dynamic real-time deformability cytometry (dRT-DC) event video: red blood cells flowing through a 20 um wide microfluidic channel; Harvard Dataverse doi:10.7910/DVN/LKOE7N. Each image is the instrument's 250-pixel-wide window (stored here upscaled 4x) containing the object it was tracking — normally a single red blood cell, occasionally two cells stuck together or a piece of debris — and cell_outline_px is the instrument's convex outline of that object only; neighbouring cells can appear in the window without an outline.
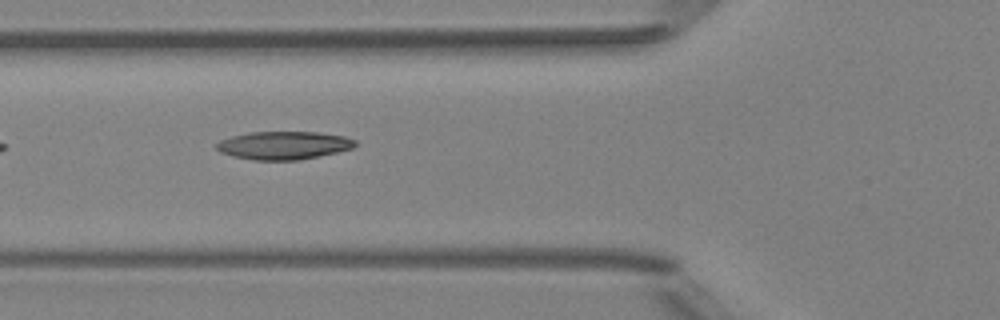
{"species": "Egyptian fruit bat (a non-hibernating species)", "species_latin": "Rousettus aegyptiacus", "temperature_condition": "room temperature", "stored_images_in_passage": 7, "camera_frame_rate_fps": 3000, "um_per_image_px": 0.085, "animal": {"sex": "female"}, "frame": {"image": 1, "passage_image": 5, "time_ms": 1.333, "image_size_px": [1000, 320], "cell_outline_px": [[356, 144], [352, 148], [336, 152], [296, 160], [252, 160], [232, 156], [220, 152], [216, 148], [216, 144], [220, 140], [232, 136], [252, 132], [320, 132], [344, 136], [356, 140]], "centroid_in_image_um": [24.09, 12.35], "position_along_channel_um": 101.7, "area_um2": 22.54}}
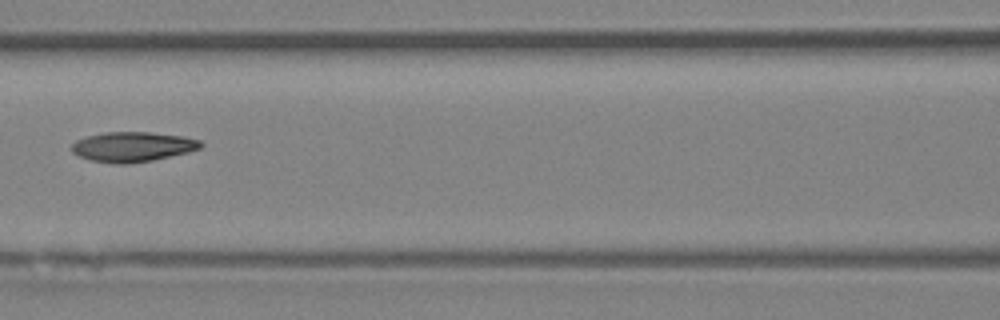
{"frame": {"image": 2, "passage_image": 6, "time_ms": 1.667, "image_size_px": [1000, 320], "cell_outline_px": [[204, 144], [200, 148], [188, 152], [152, 160], [128, 164], [112, 164], [88, 160], [72, 152], [72, 144], [76, 140], [88, 136], [104, 132], [148, 132], [184, 136], [200, 140]], "centroid_in_image_um": [11.27, 12.48], "position_along_channel_um": 155.3, "area_um2": 22.54}}
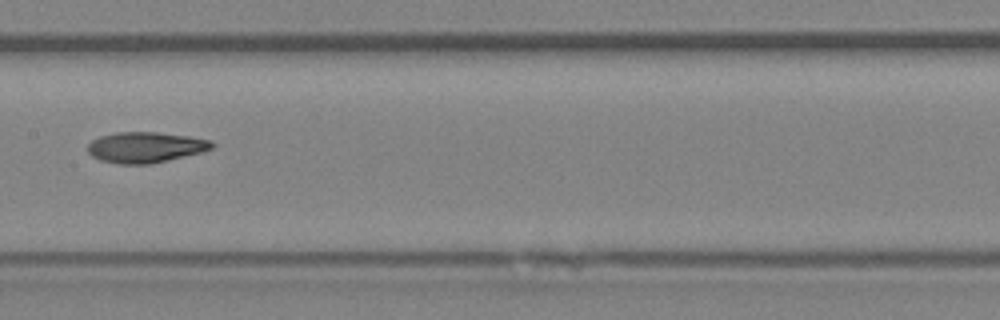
{"frame": {"image": 3, "passage_image": 7, "time_ms": 2.0, "image_size_px": [1000, 320], "cell_outline_px": [[216, 144], [212, 148], [200, 152], [168, 160], [148, 164], [116, 164], [100, 160], [92, 156], [88, 152], [88, 144], [92, 140], [100, 136], [116, 132], [156, 132], [188, 136], [212, 140]], "centroid_in_image_um": [12.35, 12.52], "position_along_channel_um": 195.1, "area_um2": 22.2}}